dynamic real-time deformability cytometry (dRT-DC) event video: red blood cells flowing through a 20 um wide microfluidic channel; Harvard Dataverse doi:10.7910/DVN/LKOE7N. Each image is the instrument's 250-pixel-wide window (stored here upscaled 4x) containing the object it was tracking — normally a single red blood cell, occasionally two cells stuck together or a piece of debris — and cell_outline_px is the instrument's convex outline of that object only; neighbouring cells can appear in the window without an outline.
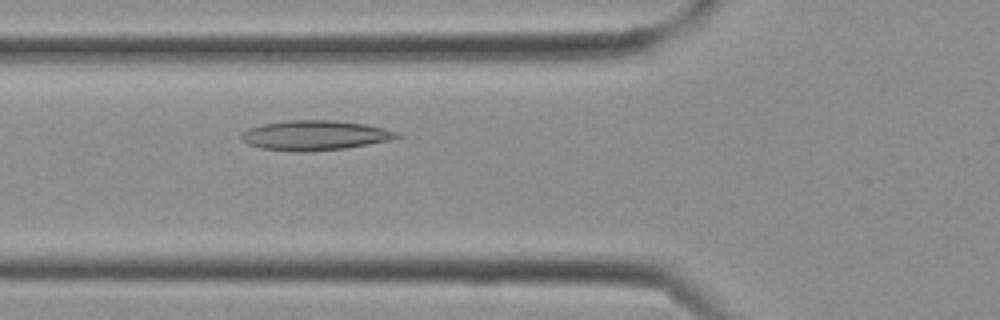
{"species": "Egyptian fruit bat (a non-hibernating species)", "species_latin": "Rousettus aegyptiacus", "temperature_condition": "cold", "stored_images_in_passage": 8, "camera_frame_rate_fps": 3000, "um_per_image_px": 0.085, "frame": {"image": 1, "passage_image": 8, "time_ms": 2.333, "image_size_px": [1000, 320], "cell_outline_px": [[404, 136], [392, 140], [344, 148], [304, 152], [296, 152], [260, 148], [248, 144], [240, 136], [240, 132], [248, 128], [264, 124], [288, 120], [332, 120], [364, 124], [384, 128], [400, 132]], "centroid_in_image_um": [26.79, 11.5], "position_along_channel_um": 99.0, "area_um2": 27.11}}